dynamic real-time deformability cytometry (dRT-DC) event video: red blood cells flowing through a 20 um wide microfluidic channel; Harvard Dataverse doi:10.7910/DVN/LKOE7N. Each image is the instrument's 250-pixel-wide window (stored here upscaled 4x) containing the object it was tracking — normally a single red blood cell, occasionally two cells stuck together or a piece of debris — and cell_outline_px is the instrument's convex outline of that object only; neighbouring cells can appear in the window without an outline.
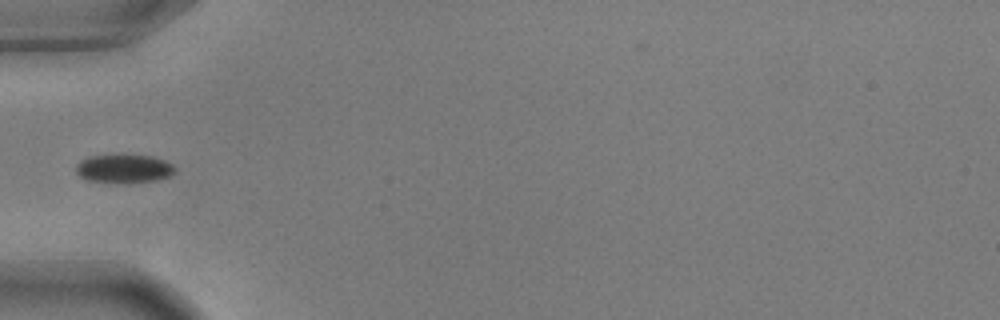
{"species": "common noctule bat (a hibernating species)", "species_latin": "Nyctalus noctula", "temperature_condition": "warm", "stored_images_in_passage": 38, "camera_frame_rate_fps": 3000, "um_per_image_px": 0.085, "animal": {"sex": "male", "body_mass_g": 17.9, "forearm_length_mm": 54.2}, "frame": {"image": 1, "passage_image": 1, "time_ms": 0.0, "image_size_px": [1000, 320], "cell_outline_px": [[176, 168], [168, 176], [156, 180], [88, 180], [80, 176], [76, 172], [76, 164], [80, 160], [88, 156], [152, 156], [164, 160], [172, 164]], "centroid_in_image_um": [10.51, 14.29], "position_along_channel_um": 74.5, "area_um2": 15.32}}
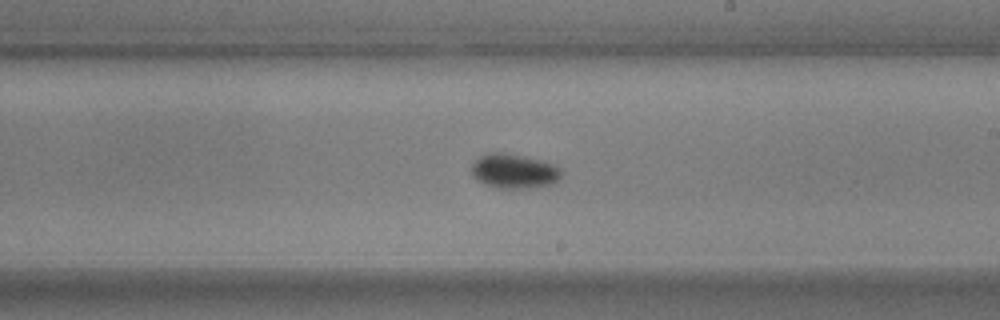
{"frame": {"image": 2, "passage_image": 15, "time_ms": 4.667, "image_size_px": [1000, 320], "cell_outline_px": [[564, 172], [552, 184], [528, 188], [496, 188], [484, 184], [472, 176], [472, 164], [484, 152], [508, 152], [544, 160], [556, 164]], "centroid_in_image_um": [43.7, 14.52], "position_along_channel_um": 245.3, "area_um2": 18.5}}
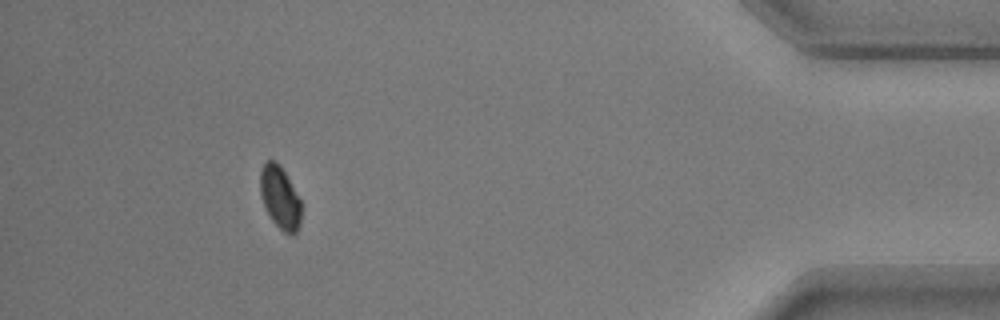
{"frame": {"image": 3, "passage_image": 33, "time_ms": 10.667, "image_size_px": [1000, 320], "cell_outline_px": [[300, 224], [296, 232], [292, 236], [284, 232], [272, 220], [260, 196], [260, 172], [264, 164], [268, 160], [276, 160], [280, 164], [300, 200]], "centroid_in_image_um": [23.79, 16.78], "position_along_channel_um": 411.4, "area_um2": 14.74}, "authors_computed_cell_mechanics": {"area_um2": 16.3863, "velocity_mm_per_s": 3.6483, "shape_relaxation_time_tau1_ms": 2.2817, "shape_relaxation_time_tau2_ms": null, "deformation_change_tau1": 0.0875, "deformation_change_tau2": null}}